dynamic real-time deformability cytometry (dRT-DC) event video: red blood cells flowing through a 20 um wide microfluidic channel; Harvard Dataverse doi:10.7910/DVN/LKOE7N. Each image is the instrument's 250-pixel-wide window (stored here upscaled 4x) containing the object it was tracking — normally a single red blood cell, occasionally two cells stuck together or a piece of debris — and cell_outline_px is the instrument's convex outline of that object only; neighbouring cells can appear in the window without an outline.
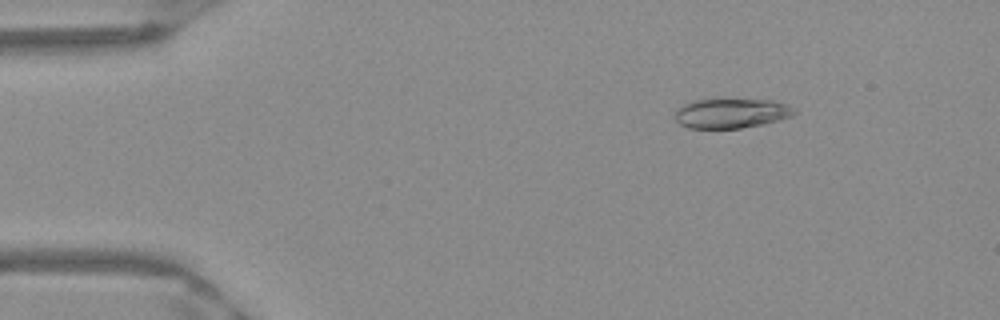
{"species": "Egyptian fruit bat (a non-hibernating species)", "species_latin": "Rousettus aegyptiacus", "temperature_condition": "warm", "stored_images_in_passage": 51, "camera_frame_rate_fps": 3000, "um_per_image_px": 0.085, "frame": {"image": 1, "passage_image": 7, "time_ms": 2.0, "image_size_px": [1000, 320], "cell_outline_px": [[796, 112], [792, 116], [780, 120], [764, 124], [740, 128], [688, 128], [680, 124], [672, 116], [684, 104], [692, 100], [720, 96], [772, 100], [788, 104], [796, 108]], "centroid_in_image_um": [62.18, 9.57], "position_along_channel_um": 22.8, "area_um2": 21.79}}
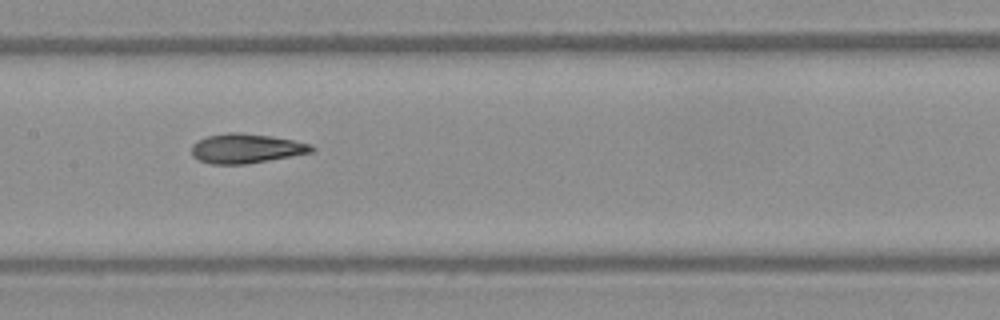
{"frame": {"image": 2, "passage_image": 25, "time_ms": 8.0, "image_size_px": [1000, 320], "cell_outline_px": [[316, 148], [312, 152], [292, 156], [244, 164], [212, 164], [196, 160], [192, 156], [192, 144], [208, 136], [228, 132], [240, 132], [272, 136], [312, 144]], "centroid_in_image_um": [20.92, 12.62], "position_along_channel_um": 186.5, "area_um2": 20.63}}
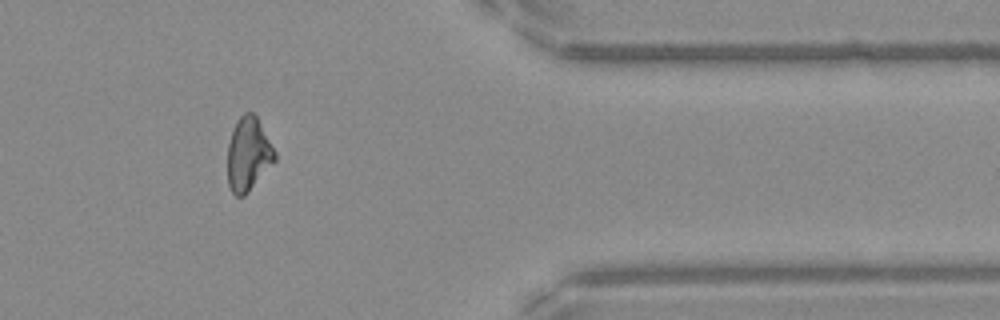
{"frame": {"image": 3, "passage_image": 42, "time_ms": 13.667, "image_size_px": [1000, 320], "cell_outline_px": [[276, 160], [248, 192], [244, 196], [236, 196], [232, 192], [228, 184], [228, 144], [236, 120], [244, 112], [252, 112], [256, 116], [276, 152]], "centroid_in_image_um": [21.1, 13.1], "position_along_channel_um": 390.3, "area_um2": 20.11}, "authors_computed_cell_mechanics": {"area_um2": 20.6924, "velocity_mm_per_s": 3.9882, "shape_relaxation_time_tau1_ms": 10.8158, "shape_relaxation_time_tau2_ms": 1.772, "deformation_change_tau1": 0.3001, "deformation_change_tau2": 0.0946}}